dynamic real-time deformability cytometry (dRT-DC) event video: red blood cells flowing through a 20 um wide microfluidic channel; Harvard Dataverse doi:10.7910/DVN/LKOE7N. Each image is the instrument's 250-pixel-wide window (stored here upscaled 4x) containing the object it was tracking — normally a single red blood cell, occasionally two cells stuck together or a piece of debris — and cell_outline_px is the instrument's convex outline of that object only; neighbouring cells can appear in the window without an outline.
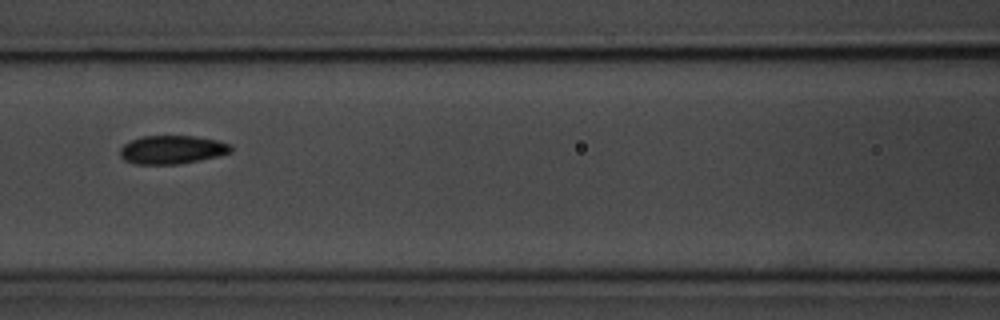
{"species": "common noctule bat (a hibernating species)", "species_latin": "Nyctalus noctula", "temperature_condition": "room temperature", "stored_images_in_passage": 8, "camera_frame_rate_fps": 3000, "um_per_image_px": 0.085, "animal": {"sex": "male", "body_mass_g": 20.1, "forearm_length_mm": 53.5}, "frame": {"image": 1, "passage_image": 7, "time_ms": 6.667, "image_size_px": [1000, 320], "cell_outline_px": [[232, 152], [200, 160], [176, 164], [136, 164], [124, 160], [120, 156], [120, 148], [124, 144], [140, 136], [196, 136], [216, 140], [232, 144]], "centroid_in_image_um": [14.62, 12.72], "position_along_channel_um": 152.0, "area_um2": 18.38}}
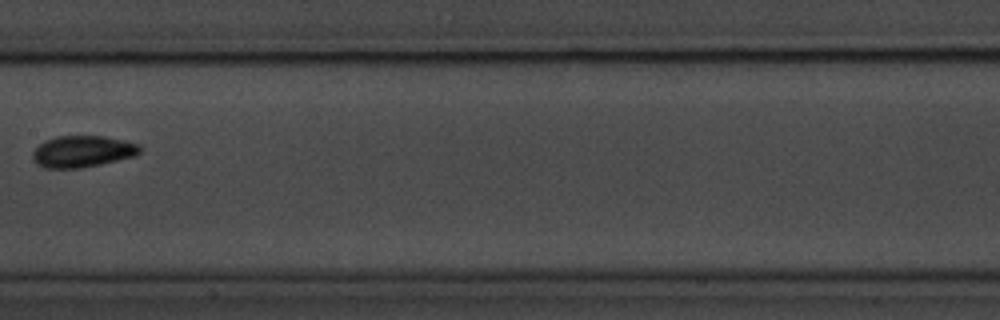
{"frame": {"image": 2, "passage_image": 8, "time_ms": 8.0, "image_size_px": [1000, 320], "cell_outline_px": [[140, 152], [136, 156], [100, 164], [80, 168], [44, 168], [36, 164], [32, 160], [32, 152], [44, 140], [56, 136], [104, 136], [124, 140], [140, 144]], "centroid_in_image_um": [6.99, 12.87], "position_along_channel_um": 200.4, "area_um2": 19.88}}